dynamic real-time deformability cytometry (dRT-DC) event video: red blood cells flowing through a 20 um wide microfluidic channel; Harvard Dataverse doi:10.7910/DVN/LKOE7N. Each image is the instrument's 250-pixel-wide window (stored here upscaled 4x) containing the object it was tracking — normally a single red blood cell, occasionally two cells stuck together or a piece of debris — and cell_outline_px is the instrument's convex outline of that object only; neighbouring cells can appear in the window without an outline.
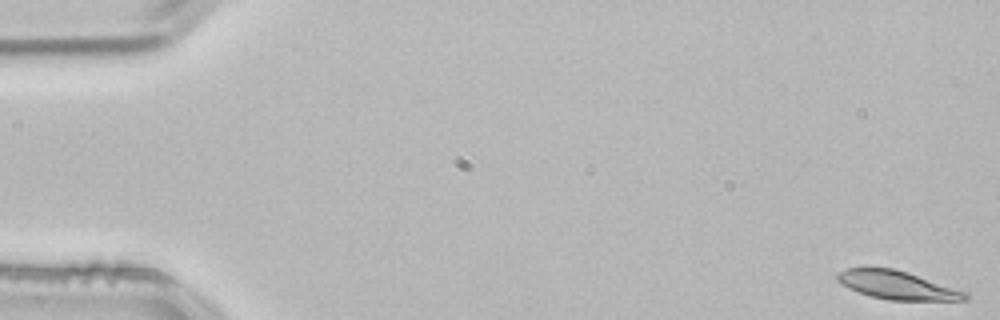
{"species": "common noctule bat (a hibernating species)", "species_latin": "Nyctalus noctula", "temperature_condition": "room temperature", "stored_images_in_passage": 53, "camera_frame_rate_fps": 3000, "um_per_image_px": 0.085, "animal": {"sex": "male", "body_mass_g": 21.5, "forearm_length_mm": 52.0}, "frame": {"image": 1, "passage_image": 1, "time_ms": 0.0, "image_size_px": [1000, 320], "cell_outline_px": [[968, 300], [888, 300], [872, 296], [860, 292], [836, 280], [836, 272], [848, 268], [892, 268], [908, 272], [968, 292]], "centroid_in_image_um": [76.3, 24.23], "position_along_channel_um": 8.7, "area_um2": 20.87}}
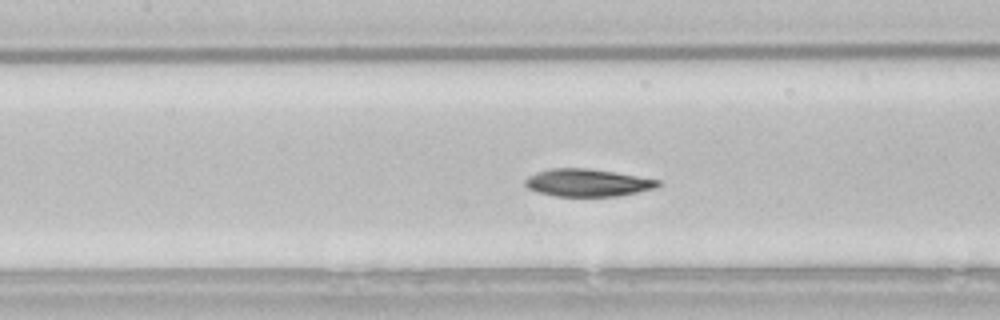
{"frame": {"image": 2, "passage_image": 24, "time_ms": 7.667, "image_size_px": [1000, 320], "cell_outline_px": [[660, 184], [656, 188], [616, 196], [556, 196], [536, 192], [528, 188], [524, 184], [524, 180], [528, 176], [536, 172], [552, 168], [588, 168], [660, 180]], "centroid_in_image_um": [49.88, 15.53], "position_along_channel_um": 157.5, "area_um2": 21.15}}
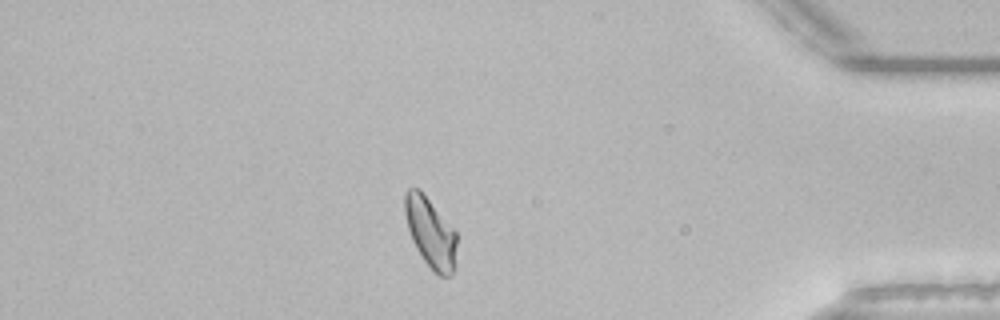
{"frame": {"image": 3, "passage_image": 46, "time_ms": 15.0, "image_size_px": [1000, 320], "cell_outline_px": [[456, 264], [452, 272], [448, 276], [440, 276], [424, 260], [416, 248], [412, 240], [408, 228], [404, 212], [404, 192], [408, 188], [420, 188], [456, 232]], "centroid_in_image_um": [36.58, 19.73], "position_along_channel_um": 398.6, "area_um2": 21.04}, "authors_computed_cell_mechanics": {"area_um2": 21.7328, "velocity_mm_per_s": 3.7981, "shape_relaxation_time_tau1_ms": 6.4867, "shape_relaxation_time_tau2_ms": null, "deformation_change_tau1": 0.1649, "deformation_change_tau2": null}}